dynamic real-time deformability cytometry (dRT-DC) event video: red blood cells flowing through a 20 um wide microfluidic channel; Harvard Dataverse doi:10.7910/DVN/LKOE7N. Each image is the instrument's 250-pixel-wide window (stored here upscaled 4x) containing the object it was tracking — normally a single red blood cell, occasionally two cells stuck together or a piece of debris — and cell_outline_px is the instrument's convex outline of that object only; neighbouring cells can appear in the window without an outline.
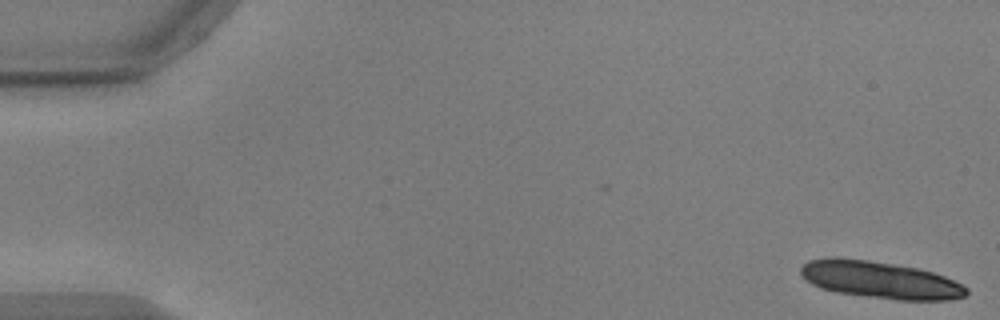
{"species": "common noctule bat (a hibernating species)", "species_latin": "Nyctalus noctula", "temperature_condition": "warm", "stored_images_in_passage": 15, "camera_frame_rate_fps": 3000, "um_per_image_px": 0.085, "animal": {"sex": "male", "body_mass_g": 17.9, "forearm_length_mm": 54.2}, "frame": {"image": 1, "passage_image": 1, "time_ms": 0.0, "image_size_px": [1000, 320], "cell_outline_px": [[968, 292], [964, 296], [948, 300], [896, 300], [836, 292], [820, 288], [812, 284], [800, 272], [800, 268], [808, 260], [832, 256], [836, 256], [868, 260], [920, 268], [944, 276], [968, 288]], "centroid_in_image_um": [74.79, 23.78], "position_along_channel_um": 10.2, "area_um2": 35.84}}